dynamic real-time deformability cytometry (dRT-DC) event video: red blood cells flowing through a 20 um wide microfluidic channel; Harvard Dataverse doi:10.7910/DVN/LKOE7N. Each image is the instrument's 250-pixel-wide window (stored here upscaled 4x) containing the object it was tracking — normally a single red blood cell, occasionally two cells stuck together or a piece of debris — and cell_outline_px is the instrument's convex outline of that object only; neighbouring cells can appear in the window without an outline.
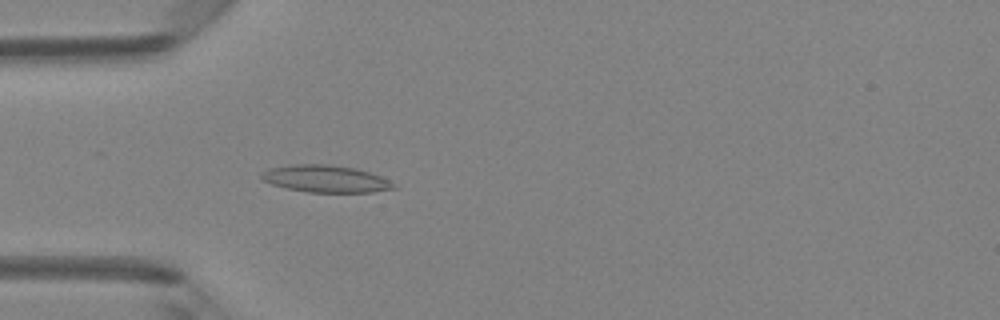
{"species": "Egyptian fruit bat (a non-hibernating species)", "species_latin": "Rousettus aegyptiacus", "temperature_condition": "room temperature", "stored_images_in_passage": 49, "camera_frame_rate_fps": 3000, "um_per_image_px": 0.085, "animal": {"sex": "female"}, "frame": {"image": 1, "passage_image": 15, "time_ms": 4.667, "image_size_px": [1000, 320], "cell_outline_px": [[396, 188], [372, 192], [308, 192], [288, 188], [272, 184], [264, 180], [260, 176], [260, 172], [268, 168], [292, 164], [328, 164], [356, 168], [380, 176], [396, 184]], "centroid_in_image_um": [27.66, 15.19], "position_along_channel_um": 57.3, "area_um2": 20.87}}
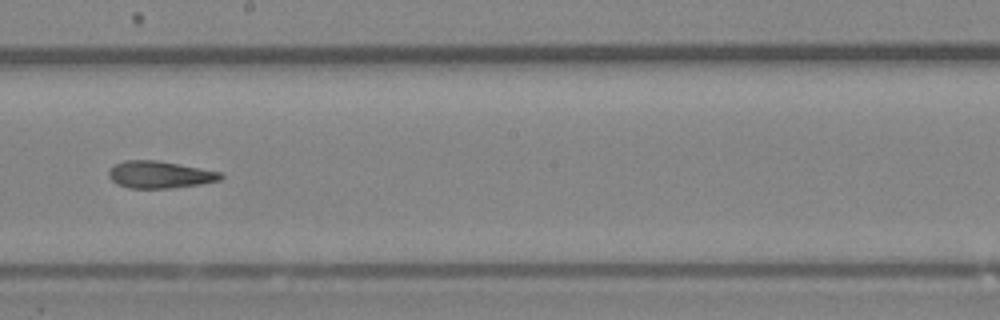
{"frame": {"image": 2, "passage_image": 28, "time_ms": 9.0, "image_size_px": [1000, 320], "cell_outline_px": [[224, 176], [220, 180], [200, 184], [172, 188], [128, 188], [116, 184], [108, 176], [108, 172], [112, 164], [124, 160], [156, 160], [224, 172]], "centroid_in_image_um": [13.57, 14.84], "position_along_channel_um": 234.6, "area_um2": 17.92}}
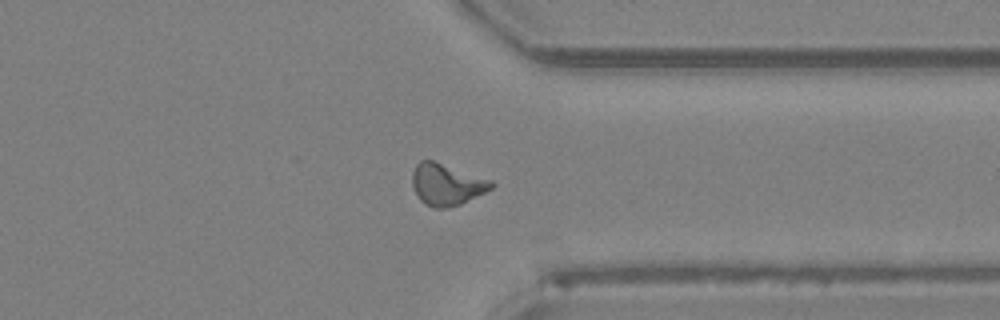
{"frame": {"image": 3, "passage_image": 38, "time_ms": 12.333, "image_size_px": [1000, 320], "cell_outline_px": [[496, 184], [492, 188], [460, 204], [444, 208], [436, 208], [424, 204], [420, 200], [412, 184], [412, 172], [416, 164], [420, 160], [432, 160], [492, 180]], "centroid_in_image_um": [37.95, 15.67], "position_along_channel_um": 373.4, "area_um2": 18.96}, "authors_computed_cell_mechanics": {"area_um2": 18.0914, "velocity_mm_per_s": 4.2117, "shape_relaxation_time_tau1_ms": null, "shape_relaxation_time_tau2_ms": 3.2002, "deformation_change_tau1": null, "deformation_change_tau2": 0.1254}}